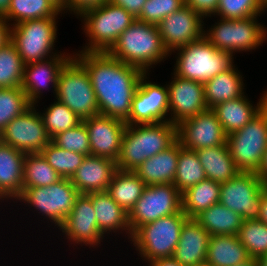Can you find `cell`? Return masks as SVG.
Instances as JSON below:
<instances>
[{
  "label": "cell",
  "instance_id": "6da1fadb",
  "mask_svg": "<svg viewBox=\"0 0 267 266\" xmlns=\"http://www.w3.org/2000/svg\"><path fill=\"white\" fill-rule=\"evenodd\" d=\"M73 56L86 68L99 113L126 121L141 76L138 67L125 64L107 52H77Z\"/></svg>",
  "mask_w": 267,
  "mask_h": 266
},
{
  "label": "cell",
  "instance_id": "f35d334b",
  "mask_svg": "<svg viewBox=\"0 0 267 266\" xmlns=\"http://www.w3.org/2000/svg\"><path fill=\"white\" fill-rule=\"evenodd\" d=\"M237 237L252 259L267 254V225L262 221L244 220Z\"/></svg>",
  "mask_w": 267,
  "mask_h": 266
},
{
  "label": "cell",
  "instance_id": "9c48e42d",
  "mask_svg": "<svg viewBox=\"0 0 267 266\" xmlns=\"http://www.w3.org/2000/svg\"><path fill=\"white\" fill-rule=\"evenodd\" d=\"M57 19L58 17H49L26 20L12 26L11 42L16 46L25 65L52 58L62 52L54 50Z\"/></svg>",
  "mask_w": 267,
  "mask_h": 266
},
{
  "label": "cell",
  "instance_id": "5b68a950",
  "mask_svg": "<svg viewBox=\"0 0 267 266\" xmlns=\"http://www.w3.org/2000/svg\"><path fill=\"white\" fill-rule=\"evenodd\" d=\"M83 18V19H82ZM82 29L88 38L82 50L76 52H108L114 43L136 19L123 7L109 3L88 11L80 17Z\"/></svg>",
  "mask_w": 267,
  "mask_h": 266
},
{
  "label": "cell",
  "instance_id": "f907efd6",
  "mask_svg": "<svg viewBox=\"0 0 267 266\" xmlns=\"http://www.w3.org/2000/svg\"><path fill=\"white\" fill-rule=\"evenodd\" d=\"M258 220L267 225V188L261 192V208Z\"/></svg>",
  "mask_w": 267,
  "mask_h": 266
},
{
  "label": "cell",
  "instance_id": "d6986e66",
  "mask_svg": "<svg viewBox=\"0 0 267 266\" xmlns=\"http://www.w3.org/2000/svg\"><path fill=\"white\" fill-rule=\"evenodd\" d=\"M167 85L169 95V121L178 125L208 109L204 84L172 74Z\"/></svg>",
  "mask_w": 267,
  "mask_h": 266
},
{
  "label": "cell",
  "instance_id": "8992f818",
  "mask_svg": "<svg viewBox=\"0 0 267 266\" xmlns=\"http://www.w3.org/2000/svg\"><path fill=\"white\" fill-rule=\"evenodd\" d=\"M188 219L183 211L159 218L139 227L130 239L145 262L173 257L180 239V231Z\"/></svg>",
  "mask_w": 267,
  "mask_h": 266
},
{
  "label": "cell",
  "instance_id": "681fc988",
  "mask_svg": "<svg viewBox=\"0 0 267 266\" xmlns=\"http://www.w3.org/2000/svg\"><path fill=\"white\" fill-rule=\"evenodd\" d=\"M148 266H184L174 257H166L155 259L148 263Z\"/></svg>",
  "mask_w": 267,
  "mask_h": 266
},
{
  "label": "cell",
  "instance_id": "836d02e7",
  "mask_svg": "<svg viewBox=\"0 0 267 266\" xmlns=\"http://www.w3.org/2000/svg\"><path fill=\"white\" fill-rule=\"evenodd\" d=\"M60 13L62 10L51 0H11L4 17L13 26L26 20L58 17Z\"/></svg>",
  "mask_w": 267,
  "mask_h": 266
},
{
  "label": "cell",
  "instance_id": "ba28073f",
  "mask_svg": "<svg viewBox=\"0 0 267 266\" xmlns=\"http://www.w3.org/2000/svg\"><path fill=\"white\" fill-rule=\"evenodd\" d=\"M55 99L81 120L100 114L89 74L74 56L60 70Z\"/></svg>",
  "mask_w": 267,
  "mask_h": 266
},
{
  "label": "cell",
  "instance_id": "b9f144b4",
  "mask_svg": "<svg viewBox=\"0 0 267 266\" xmlns=\"http://www.w3.org/2000/svg\"><path fill=\"white\" fill-rule=\"evenodd\" d=\"M267 11L261 0H219L215 16L223 19H246Z\"/></svg>",
  "mask_w": 267,
  "mask_h": 266
},
{
  "label": "cell",
  "instance_id": "db71d44e",
  "mask_svg": "<svg viewBox=\"0 0 267 266\" xmlns=\"http://www.w3.org/2000/svg\"><path fill=\"white\" fill-rule=\"evenodd\" d=\"M256 262L258 266H267V254L256 259Z\"/></svg>",
  "mask_w": 267,
  "mask_h": 266
},
{
  "label": "cell",
  "instance_id": "6f0895ef",
  "mask_svg": "<svg viewBox=\"0 0 267 266\" xmlns=\"http://www.w3.org/2000/svg\"><path fill=\"white\" fill-rule=\"evenodd\" d=\"M261 2H262L263 5L267 8V0H261Z\"/></svg>",
  "mask_w": 267,
  "mask_h": 266
},
{
  "label": "cell",
  "instance_id": "9f6ffc18",
  "mask_svg": "<svg viewBox=\"0 0 267 266\" xmlns=\"http://www.w3.org/2000/svg\"><path fill=\"white\" fill-rule=\"evenodd\" d=\"M236 266H258L256 260L250 258L247 262L241 263Z\"/></svg>",
  "mask_w": 267,
  "mask_h": 266
},
{
  "label": "cell",
  "instance_id": "f6af8a7d",
  "mask_svg": "<svg viewBox=\"0 0 267 266\" xmlns=\"http://www.w3.org/2000/svg\"><path fill=\"white\" fill-rule=\"evenodd\" d=\"M108 0H67L63 14L68 11L79 18L88 11L94 10L106 3ZM65 12V13H64Z\"/></svg>",
  "mask_w": 267,
  "mask_h": 266
},
{
  "label": "cell",
  "instance_id": "7a4b0ae2",
  "mask_svg": "<svg viewBox=\"0 0 267 266\" xmlns=\"http://www.w3.org/2000/svg\"><path fill=\"white\" fill-rule=\"evenodd\" d=\"M177 126L170 121L127 125L122 137L117 169L135 171L146 159L177 141Z\"/></svg>",
  "mask_w": 267,
  "mask_h": 266
},
{
  "label": "cell",
  "instance_id": "ee69618b",
  "mask_svg": "<svg viewBox=\"0 0 267 266\" xmlns=\"http://www.w3.org/2000/svg\"><path fill=\"white\" fill-rule=\"evenodd\" d=\"M183 5L184 0H146L136 19L157 26L166 16Z\"/></svg>",
  "mask_w": 267,
  "mask_h": 266
},
{
  "label": "cell",
  "instance_id": "5bb4252c",
  "mask_svg": "<svg viewBox=\"0 0 267 266\" xmlns=\"http://www.w3.org/2000/svg\"><path fill=\"white\" fill-rule=\"evenodd\" d=\"M149 74L144 73L141 76L132 99L131 112L125 121L127 125L169 121L168 87L166 84L161 86V84L150 82Z\"/></svg>",
  "mask_w": 267,
  "mask_h": 266
},
{
  "label": "cell",
  "instance_id": "680465c9",
  "mask_svg": "<svg viewBox=\"0 0 267 266\" xmlns=\"http://www.w3.org/2000/svg\"><path fill=\"white\" fill-rule=\"evenodd\" d=\"M199 266H211V265H209V264H207V263H204V264L199 265Z\"/></svg>",
  "mask_w": 267,
  "mask_h": 266
},
{
  "label": "cell",
  "instance_id": "f1b7e54d",
  "mask_svg": "<svg viewBox=\"0 0 267 266\" xmlns=\"http://www.w3.org/2000/svg\"><path fill=\"white\" fill-rule=\"evenodd\" d=\"M196 154L207 179L221 184L234 178L240 172L231 157L228 144L202 148L196 150Z\"/></svg>",
  "mask_w": 267,
  "mask_h": 266
},
{
  "label": "cell",
  "instance_id": "44dd1931",
  "mask_svg": "<svg viewBox=\"0 0 267 266\" xmlns=\"http://www.w3.org/2000/svg\"><path fill=\"white\" fill-rule=\"evenodd\" d=\"M72 56L73 53L64 52L52 58L28 63L24 66L21 88L32 105L38 106L44 89L53 88L51 90L55 98L60 70ZM50 85L51 87H49Z\"/></svg>",
  "mask_w": 267,
  "mask_h": 266
},
{
  "label": "cell",
  "instance_id": "c3c4849f",
  "mask_svg": "<svg viewBox=\"0 0 267 266\" xmlns=\"http://www.w3.org/2000/svg\"><path fill=\"white\" fill-rule=\"evenodd\" d=\"M12 25L4 16H0V48L4 47L11 41Z\"/></svg>",
  "mask_w": 267,
  "mask_h": 266
},
{
  "label": "cell",
  "instance_id": "4316f807",
  "mask_svg": "<svg viewBox=\"0 0 267 266\" xmlns=\"http://www.w3.org/2000/svg\"><path fill=\"white\" fill-rule=\"evenodd\" d=\"M179 141L146 159L135 173L146 185L173 184L178 163Z\"/></svg>",
  "mask_w": 267,
  "mask_h": 266
},
{
  "label": "cell",
  "instance_id": "ac0fdd59",
  "mask_svg": "<svg viewBox=\"0 0 267 266\" xmlns=\"http://www.w3.org/2000/svg\"><path fill=\"white\" fill-rule=\"evenodd\" d=\"M203 20L190 7L183 5L157 25L163 45L170 56L175 50L203 37L206 28Z\"/></svg>",
  "mask_w": 267,
  "mask_h": 266
},
{
  "label": "cell",
  "instance_id": "7402d4cb",
  "mask_svg": "<svg viewBox=\"0 0 267 266\" xmlns=\"http://www.w3.org/2000/svg\"><path fill=\"white\" fill-rule=\"evenodd\" d=\"M116 170L117 166L114 160L89 155L84 158L70 181L81 194L105 192Z\"/></svg>",
  "mask_w": 267,
  "mask_h": 266
},
{
  "label": "cell",
  "instance_id": "f546056e",
  "mask_svg": "<svg viewBox=\"0 0 267 266\" xmlns=\"http://www.w3.org/2000/svg\"><path fill=\"white\" fill-rule=\"evenodd\" d=\"M250 258L237 235H213L209 240L205 263L211 266H236Z\"/></svg>",
  "mask_w": 267,
  "mask_h": 266
},
{
  "label": "cell",
  "instance_id": "30bf717a",
  "mask_svg": "<svg viewBox=\"0 0 267 266\" xmlns=\"http://www.w3.org/2000/svg\"><path fill=\"white\" fill-rule=\"evenodd\" d=\"M227 144L240 172L258 173L267 149V105L242 129L229 134Z\"/></svg>",
  "mask_w": 267,
  "mask_h": 266
},
{
  "label": "cell",
  "instance_id": "e0dca14e",
  "mask_svg": "<svg viewBox=\"0 0 267 266\" xmlns=\"http://www.w3.org/2000/svg\"><path fill=\"white\" fill-rule=\"evenodd\" d=\"M227 137L212 109L198 113L177 125V139L183 148L189 150L227 144Z\"/></svg>",
  "mask_w": 267,
  "mask_h": 266
},
{
  "label": "cell",
  "instance_id": "ffe728a7",
  "mask_svg": "<svg viewBox=\"0 0 267 266\" xmlns=\"http://www.w3.org/2000/svg\"><path fill=\"white\" fill-rule=\"evenodd\" d=\"M90 140V155L118 160L126 122L110 116L95 115L82 120Z\"/></svg>",
  "mask_w": 267,
  "mask_h": 266
},
{
  "label": "cell",
  "instance_id": "8fae6325",
  "mask_svg": "<svg viewBox=\"0 0 267 266\" xmlns=\"http://www.w3.org/2000/svg\"><path fill=\"white\" fill-rule=\"evenodd\" d=\"M80 193L70 179L62 178L57 183L45 187L23 188L21 195L15 200L23 202L59 228L69 216L75 200ZM18 201V202H17Z\"/></svg>",
  "mask_w": 267,
  "mask_h": 266
},
{
  "label": "cell",
  "instance_id": "603a6c76",
  "mask_svg": "<svg viewBox=\"0 0 267 266\" xmlns=\"http://www.w3.org/2000/svg\"><path fill=\"white\" fill-rule=\"evenodd\" d=\"M211 235L194 219L188 218L180 231L173 257L184 266L205 263Z\"/></svg>",
  "mask_w": 267,
  "mask_h": 266
},
{
  "label": "cell",
  "instance_id": "e575fe53",
  "mask_svg": "<svg viewBox=\"0 0 267 266\" xmlns=\"http://www.w3.org/2000/svg\"><path fill=\"white\" fill-rule=\"evenodd\" d=\"M23 170V188L45 187L62 179L41 152L25 154Z\"/></svg>",
  "mask_w": 267,
  "mask_h": 266
},
{
  "label": "cell",
  "instance_id": "7dc6e473",
  "mask_svg": "<svg viewBox=\"0 0 267 266\" xmlns=\"http://www.w3.org/2000/svg\"><path fill=\"white\" fill-rule=\"evenodd\" d=\"M108 2L123 7L136 19L140 15L146 0H108Z\"/></svg>",
  "mask_w": 267,
  "mask_h": 266
},
{
  "label": "cell",
  "instance_id": "52a82bcc",
  "mask_svg": "<svg viewBox=\"0 0 267 266\" xmlns=\"http://www.w3.org/2000/svg\"><path fill=\"white\" fill-rule=\"evenodd\" d=\"M258 17L217 19L218 21L208 30H204L203 37L220 51L233 55L242 51L250 52L262 46L267 40V27L263 23H258Z\"/></svg>",
  "mask_w": 267,
  "mask_h": 266
},
{
  "label": "cell",
  "instance_id": "277c9868",
  "mask_svg": "<svg viewBox=\"0 0 267 266\" xmlns=\"http://www.w3.org/2000/svg\"><path fill=\"white\" fill-rule=\"evenodd\" d=\"M172 53L177 57L172 74L203 84L234 66L235 55L216 49L204 37Z\"/></svg>",
  "mask_w": 267,
  "mask_h": 266
},
{
  "label": "cell",
  "instance_id": "8d00e7d4",
  "mask_svg": "<svg viewBox=\"0 0 267 266\" xmlns=\"http://www.w3.org/2000/svg\"><path fill=\"white\" fill-rule=\"evenodd\" d=\"M25 64L10 41L0 48V88L21 87Z\"/></svg>",
  "mask_w": 267,
  "mask_h": 266
},
{
  "label": "cell",
  "instance_id": "4fadbf2b",
  "mask_svg": "<svg viewBox=\"0 0 267 266\" xmlns=\"http://www.w3.org/2000/svg\"><path fill=\"white\" fill-rule=\"evenodd\" d=\"M264 188L258 173L239 172L234 178L221 183L219 202L241 215L243 220H255L259 218Z\"/></svg>",
  "mask_w": 267,
  "mask_h": 266
},
{
  "label": "cell",
  "instance_id": "11a10c76",
  "mask_svg": "<svg viewBox=\"0 0 267 266\" xmlns=\"http://www.w3.org/2000/svg\"><path fill=\"white\" fill-rule=\"evenodd\" d=\"M54 2L61 10H63L66 6L67 0H51Z\"/></svg>",
  "mask_w": 267,
  "mask_h": 266
},
{
  "label": "cell",
  "instance_id": "d6a6232c",
  "mask_svg": "<svg viewBox=\"0 0 267 266\" xmlns=\"http://www.w3.org/2000/svg\"><path fill=\"white\" fill-rule=\"evenodd\" d=\"M221 184L205 179L182 193V211L188 218H195L202 211L220 201Z\"/></svg>",
  "mask_w": 267,
  "mask_h": 266
},
{
  "label": "cell",
  "instance_id": "d590c367",
  "mask_svg": "<svg viewBox=\"0 0 267 266\" xmlns=\"http://www.w3.org/2000/svg\"><path fill=\"white\" fill-rule=\"evenodd\" d=\"M205 179V172L196 151L183 148L179 142V155L173 183L174 186L182 194L188 188Z\"/></svg>",
  "mask_w": 267,
  "mask_h": 266
},
{
  "label": "cell",
  "instance_id": "74e56055",
  "mask_svg": "<svg viewBox=\"0 0 267 266\" xmlns=\"http://www.w3.org/2000/svg\"><path fill=\"white\" fill-rule=\"evenodd\" d=\"M39 113L51 138L60 132L76 127L82 122L72 110L56 99L43 113L41 111Z\"/></svg>",
  "mask_w": 267,
  "mask_h": 266
},
{
  "label": "cell",
  "instance_id": "1f68e13d",
  "mask_svg": "<svg viewBox=\"0 0 267 266\" xmlns=\"http://www.w3.org/2000/svg\"><path fill=\"white\" fill-rule=\"evenodd\" d=\"M146 186L147 185L134 171L117 169L112 177L107 192L128 214L142 196Z\"/></svg>",
  "mask_w": 267,
  "mask_h": 266
},
{
  "label": "cell",
  "instance_id": "3957f363",
  "mask_svg": "<svg viewBox=\"0 0 267 266\" xmlns=\"http://www.w3.org/2000/svg\"><path fill=\"white\" fill-rule=\"evenodd\" d=\"M107 53L118 61L138 67L145 73L151 72L150 69L161 61L164 62V59L170 58L158 27L137 19L119 35Z\"/></svg>",
  "mask_w": 267,
  "mask_h": 266
},
{
  "label": "cell",
  "instance_id": "4dcf8cb0",
  "mask_svg": "<svg viewBox=\"0 0 267 266\" xmlns=\"http://www.w3.org/2000/svg\"><path fill=\"white\" fill-rule=\"evenodd\" d=\"M211 236L237 235L242 226L241 215L220 202L202 211L194 218Z\"/></svg>",
  "mask_w": 267,
  "mask_h": 266
},
{
  "label": "cell",
  "instance_id": "2e32d148",
  "mask_svg": "<svg viewBox=\"0 0 267 266\" xmlns=\"http://www.w3.org/2000/svg\"><path fill=\"white\" fill-rule=\"evenodd\" d=\"M58 230L74 246L96 248L100 247L105 239L99 231L92 200L88 194L80 193L77 196L73 209Z\"/></svg>",
  "mask_w": 267,
  "mask_h": 266
},
{
  "label": "cell",
  "instance_id": "cb8c5ba5",
  "mask_svg": "<svg viewBox=\"0 0 267 266\" xmlns=\"http://www.w3.org/2000/svg\"><path fill=\"white\" fill-rule=\"evenodd\" d=\"M263 92L256 106L244 94L237 99L221 102L212 108L227 135L242 129L266 107L267 91Z\"/></svg>",
  "mask_w": 267,
  "mask_h": 266
},
{
  "label": "cell",
  "instance_id": "60d3db41",
  "mask_svg": "<svg viewBox=\"0 0 267 266\" xmlns=\"http://www.w3.org/2000/svg\"><path fill=\"white\" fill-rule=\"evenodd\" d=\"M31 106L21 87L0 88V132Z\"/></svg>",
  "mask_w": 267,
  "mask_h": 266
},
{
  "label": "cell",
  "instance_id": "ab89813d",
  "mask_svg": "<svg viewBox=\"0 0 267 266\" xmlns=\"http://www.w3.org/2000/svg\"><path fill=\"white\" fill-rule=\"evenodd\" d=\"M48 164L61 176L70 179L82 164L86 155L67 151L50 142L41 151Z\"/></svg>",
  "mask_w": 267,
  "mask_h": 266
},
{
  "label": "cell",
  "instance_id": "f5cc1de1",
  "mask_svg": "<svg viewBox=\"0 0 267 266\" xmlns=\"http://www.w3.org/2000/svg\"><path fill=\"white\" fill-rule=\"evenodd\" d=\"M11 0H0V16H5L8 13Z\"/></svg>",
  "mask_w": 267,
  "mask_h": 266
},
{
  "label": "cell",
  "instance_id": "9a60e30c",
  "mask_svg": "<svg viewBox=\"0 0 267 266\" xmlns=\"http://www.w3.org/2000/svg\"><path fill=\"white\" fill-rule=\"evenodd\" d=\"M32 105L1 131V142L21 152L40 153L51 142L39 110Z\"/></svg>",
  "mask_w": 267,
  "mask_h": 266
},
{
  "label": "cell",
  "instance_id": "7bdbcfd3",
  "mask_svg": "<svg viewBox=\"0 0 267 266\" xmlns=\"http://www.w3.org/2000/svg\"><path fill=\"white\" fill-rule=\"evenodd\" d=\"M51 142L61 149L90 155V140L83 121L74 128L56 134Z\"/></svg>",
  "mask_w": 267,
  "mask_h": 266
},
{
  "label": "cell",
  "instance_id": "83f0119b",
  "mask_svg": "<svg viewBox=\"0 0 267 266\" xmlns=\"http://www.w3.org/2000/svg\"><path fill=\"white\" fill-rule=\"evenodd\" d=\"M243 75L234 65L204 83L205 100L208 109L228 100L237 99L245 94Z\"/></svg>",
  "mask_w": 267,
  "mask_h": 266
},
{
  "label": "cell",
  "instance_id": "816d5d0a",
  "mask_svg": "<svg viewBox=\"0 0 267 266\" xmlns=\"http://www.w3.org/2000/svg\"><path fill=\"white\" fill-rule=\"evenodd\" d=\"M258 176L260 177L261 181L263 182L265 188H267V149L264 154V159L261 165V169L258 172Z\"/></svg>",
  "mask_w": 267,
  "mask_h": 266
},
{
  "label": "cell",
  "instance_id": "bcb514c9",
  "mask_svg": "<svg viewBox=\"0 0 267 266\" xmlns=\"http://www.w3.org/2000/svg\"><path fill=\"white\" fill-rule=\"evenodd\" d=\"M219 0H184V5L190 7L203 19L213 17L217 12Z\"/></svg>",
  "mask_w": 267,
  "mask_h": 266
},
{
  "label": "cell",
  "instance_id": "7c38bea8",
  "mask_svg": "<svg viewBox=\"0 0 267 266\" xmlns=\"http://www.w3.org/2000/svg\"><path fill=\"white\" fill-rule=\"evenodd\" d=\"M182 211V194L174 184L147 185L128 213L133 234L139 227Z\"/></svg>",
  "mask_w": 267,
  "mask_h": 266
},
{
  "label": "cell",
  "instance_id": "484cf974",
  "mask_svg": "<svg viewBox=\"0 0 267 266\" xmlns=\"http://www.w3.org/2000/svg\"><path fill=\"white\" fill-rule=\"evenodd\" d=\"M88 195L92 200L99 231L107 237L110 233L118 232L119 235L123 231L130 240L132 233L128 223V214L112 199L111 195L107 191L93 192Z\"/></svg>",
  "mask_w": 267,
  "mask_h": 266
},
{
  "label": "cell",
  "instance_id": "d4e9b609",
  "mask_svg": "<svg viewBox=\"0 0 267 266\" xmlns=\"http://www.w3.org/2000/svg\"><path fill=\"white\" fill-rule=\"evenodd\" d=\"M25 153L0 142V201L16 200L23 191ZM8 199V200H7Z\"/></svg>",
  "mask_w": 267,
  "mask_h": 266
}]
</instances>
